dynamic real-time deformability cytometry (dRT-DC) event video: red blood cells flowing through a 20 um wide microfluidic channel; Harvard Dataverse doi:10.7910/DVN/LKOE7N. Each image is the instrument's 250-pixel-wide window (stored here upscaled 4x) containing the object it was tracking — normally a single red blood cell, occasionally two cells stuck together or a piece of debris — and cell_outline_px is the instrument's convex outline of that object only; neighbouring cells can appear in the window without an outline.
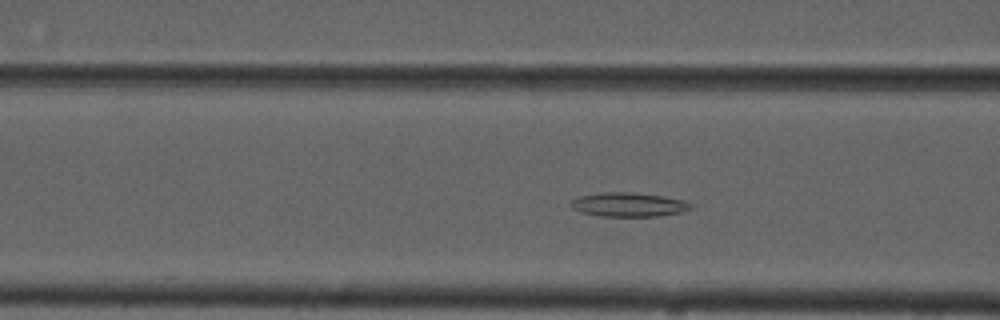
{"species": "common noctule bat (a hibernating species)", "species_latin": "Nyctalus noctula", "temperature_condition": "cold", "stored_images_in_passage": 50, "camera_frame_rate_fps": 3000, "um_per_image_px": 0.085, "animal": {"sex": "male", "forearm_length_mm": 52.5}, "frame": {"image": 1, "passage_image": 16, "time_ms": 5.0, "image_size_px": [1000, 320], "cell_outline_px": [[692, 208], [680, 212], [660, 216], [600, 216], [580, 212], [572, 208], [568, 204], [572, 200], [580, 196], [600, 192], [632, 192], [664, 196], [684, 200], [692, 204]], "centroid_in_image_um": [53.41, 17.38], "position_along_channel_um": 113.2, "area_um2": 16.94}}
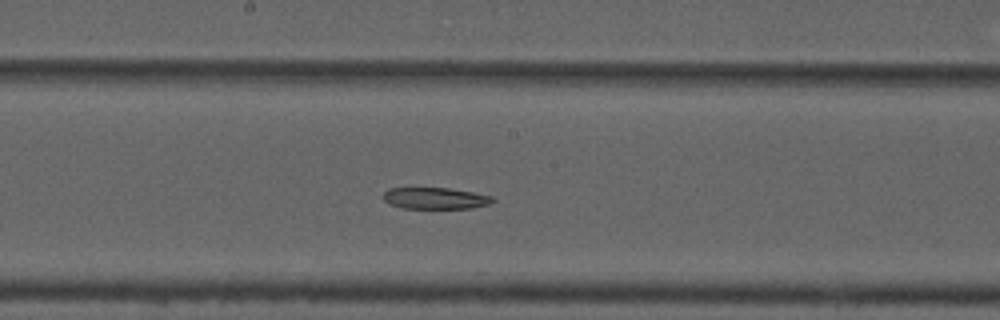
{"frame": {"image": 2, "passage_image": 24, "time_ms": 7.667, "image_size_px": [1000, 320], "cell_outline_px": [[496, 200], [488, 204], [472, 208], [400, 208], [388, 204], [384, 200], [384, 192], [388, 188], [448, 188], [472, 192], [492, 196]], "centroid_in_image_um": [36.97, 16.85], "position_along_channel_um": 211.2, "area_um2": 13.7}}
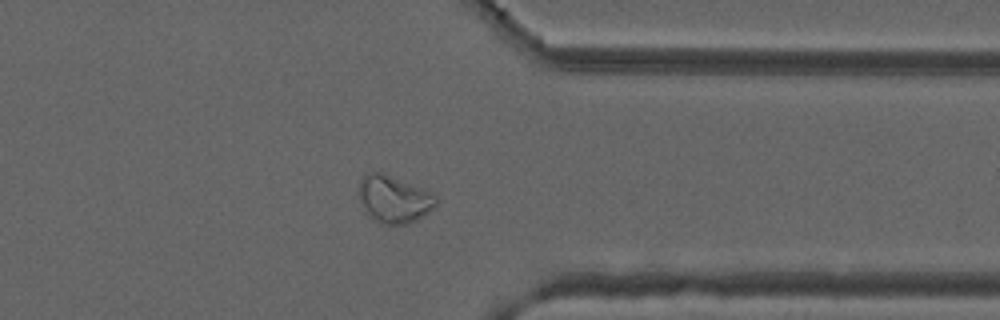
{"frame": {"image": 3, "passage_image": 38, "time_ms": 12.333, "image_size_px": [1000, 320], "cell_outline_px": [[436, 204], [428, 212], [416, 220], [408, 224], [380, 224], [368, 212], [360, 200], [360, 180], [364, 172], [384, 172], [432, 192], [436, 196]], "centroid_in_image_um": [33.5, 16.9], "position_along_channel_um": 377.9, "area_um2": 21.04}}